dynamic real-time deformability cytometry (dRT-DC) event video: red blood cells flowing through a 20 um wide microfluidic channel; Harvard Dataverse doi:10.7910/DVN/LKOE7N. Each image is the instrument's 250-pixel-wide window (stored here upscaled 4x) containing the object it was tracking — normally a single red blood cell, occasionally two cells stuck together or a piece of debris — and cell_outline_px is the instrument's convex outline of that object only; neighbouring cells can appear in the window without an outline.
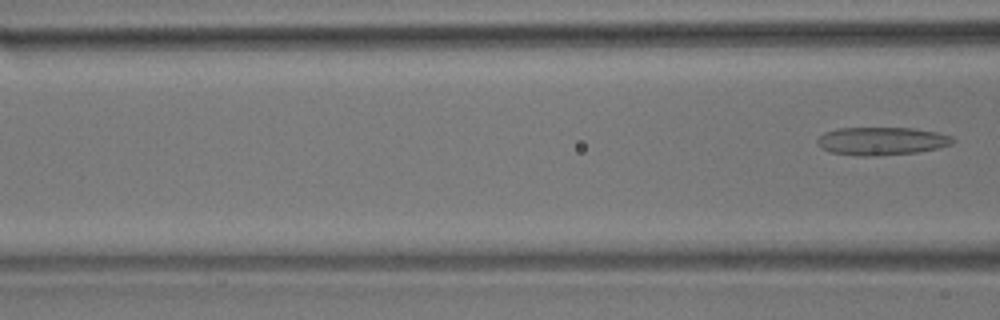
{"species": "common noctule bat (a hibernating species)", "species_latin": "Nyctalus noctula", "temperature_condition": "room temperature", "stored_images_in_passage": 17, "camera_frame_rate_fps": 3000, "um_per_image_px": 0.085, "animal": {"sex": "male", "body_mass_g": 17.9}, "frame": {"image": 1, "passage_image": 17, "time_ms": 5.333, "image_size_px": [1000, 320], "cell_outline_px": [[956, 140], [952, 144], [940, 148], [916, 152], [880, 156], [856, 156], [828, 152], [820, 148], [816, 140], [824, 132], [840, 128], [912, 128], [936, 132], [952, 136]], "centroid_in_image_um": [74.93, 12.0], "position_along_channel_um": 91.7, "area_um2": 22.37}}